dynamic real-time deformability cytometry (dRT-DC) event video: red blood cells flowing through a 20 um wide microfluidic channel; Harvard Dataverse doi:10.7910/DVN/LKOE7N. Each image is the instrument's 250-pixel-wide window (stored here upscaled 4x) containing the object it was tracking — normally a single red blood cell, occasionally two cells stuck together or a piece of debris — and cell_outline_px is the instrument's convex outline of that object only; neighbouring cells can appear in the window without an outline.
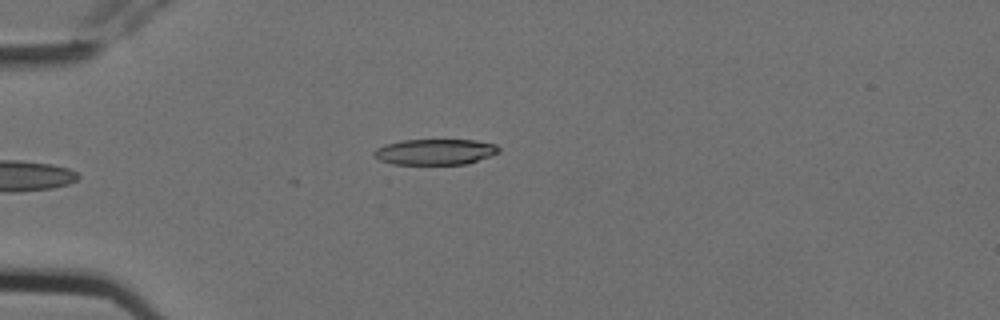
{"species": "Egyptian fruit bat (a non-hibernating species)", "species_latin": "Rousettus aegyptiacus", "temperature_condition": "cold", "stored_images_in_passage": 6, "camera_frame_rate_fps": 3000, "um_per_image_px": 0.085, "animal": {"sex": "female"}, "frame": {"image": 1, "passage_image": 6, "time_ms": 1.667, "image_size_px": [1000, 320], "cell_outline_px": [[500, 152], [464, 164], [392, 164], [380, 160], [372, 156], [372, 152], [376, 148], [384, 144], [400, 140], [476, 140], [496, 144], [500, 148]], "centroid_in_image_um": [36.93, 12.9], "position_along_channel_um": 48.1, "area_um2": 18.79}}